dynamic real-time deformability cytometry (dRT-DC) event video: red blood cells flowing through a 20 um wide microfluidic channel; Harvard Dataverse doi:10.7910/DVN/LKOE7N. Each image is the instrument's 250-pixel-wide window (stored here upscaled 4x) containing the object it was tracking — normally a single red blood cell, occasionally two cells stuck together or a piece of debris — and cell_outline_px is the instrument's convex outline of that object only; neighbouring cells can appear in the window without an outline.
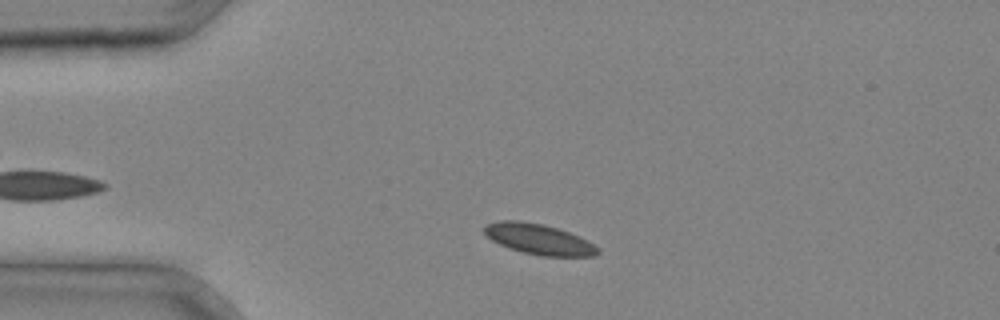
{"species": "common noctule bat (a hibernating species)", "species_latin": "Nyctalus noctula", "temperature_condition": "cold", "stored_images_in_passage": 33, "camera_frame_rate_fps": 3000, "um_per_image_px": 0.085, "animal": {"sex": "male", "body_mass_g": 20.4}, "frame": {"image": 1, "passage_image": 4, "time_ms": 1.0, "image_size_px": [1000, 320], "cell_outline_px": [[600, 252], [596, 256], [540, 256], [508, 248], [492, 240], [484, 232], [484, 224], [500, 220], [520, 220], [540, 224], [556, 228], [568, 232], [600, 248]], "centroid_in_image_um": [45.77, 20.33], "position_along_channel_um": 39.2, "area_um2": 19.94}}
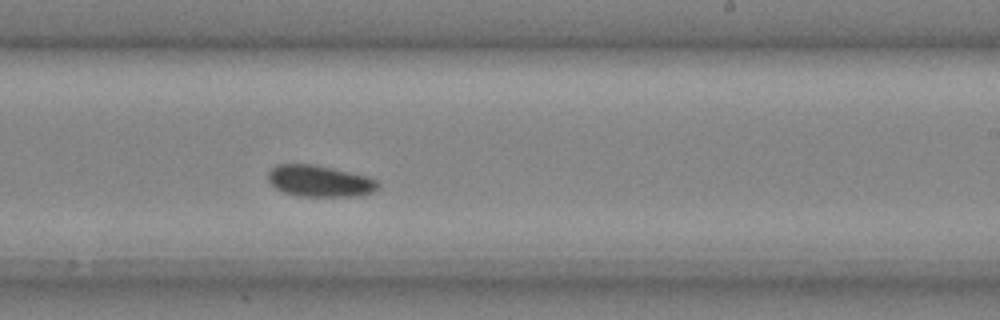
{"frame": {"image": 2, "passage_image": 19, "time_ms": 6.0, "image_size_px": [1000, 320], "cell_outline_px": [[380, 184], [372, 192], [356, 196], [300, 196], [284, 192], [276, 188], [268, 180], [268, 172], [276, 164], [316, 164], [368, 176], [376, 180]], "centroid_in_image_um": [27.16, 15.37], "position_along_channel_um": 261.8, "area_um2": 20.11}}
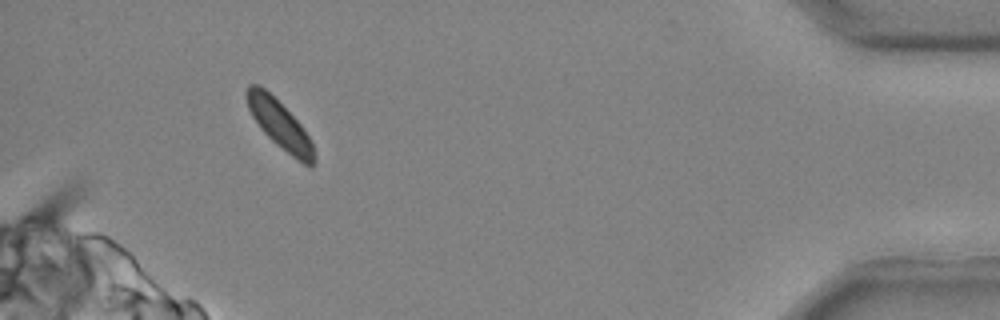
{"frame": {"image": 3, "passage_image": 31, "time_ms": 10.0, "image_size_px": [1000, 320], "cell_outline_px": [[316, 164], [312, 168], [296, 160], [276, 144], [260, 128], [252, 116], [248, 108], [244, 96], [244, 92], [248, 84], [256, 84], [264, 88], [300, 124], [312, 140], [316, 156]], "centroid_in_image_um": [23.79, 10.63], "position_along_channel_um": 411.4, "area_um2": 19.02}}